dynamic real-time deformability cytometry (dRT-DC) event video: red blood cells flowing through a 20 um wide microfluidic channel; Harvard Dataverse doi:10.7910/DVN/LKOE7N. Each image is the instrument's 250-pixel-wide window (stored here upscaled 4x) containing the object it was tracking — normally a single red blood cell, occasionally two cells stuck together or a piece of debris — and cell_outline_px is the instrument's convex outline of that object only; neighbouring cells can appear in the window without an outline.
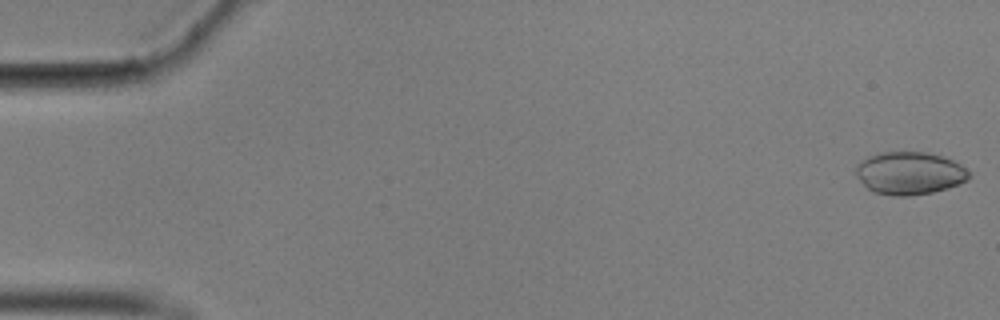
{"species": "common noctule bat (a hibernating species)", "species_latin": "Nyctalus noctula", "temperature_condition": "cold", "stored_images_in_passage": 57, "camera_frame_rate_fps": 3000, "um_per_image_px": 0.085, "animal": {"sex": "male", "body_mass_g": 17.9}, "frame": {"image": 1, "passage_image": 1, "time_ms": 0.0, "image_size_px": [1000, 320], "cell_outline_px": [[972, 176], [968, 180], [948, 188], [932, 192], [908, 196], [892, 196], [876, 192], [868, 188], [856, 176], [856, 164], [868, 156], [884, 152], [924, 152], [940, 156], [952, 160], [960, 164]], "centroid_in_image_um": [77.31, 14.72], "position_along_channel_um": 7.7, "area_um2": 27.98}}
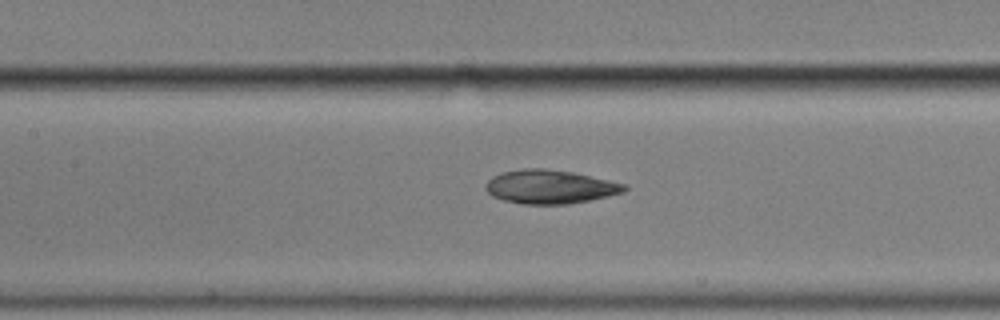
{"frame": {"image": 2, "passage_image": 26, "time_ms": 8.333, "image_size_px": [1000, 320], "cell_outline_px": [[628, 188], [624, 192], [608, 196], [568, 204], [524, 204], [504, 200], [492, 196], [488, 192], [488, 180], [492, 176], [504, 172], [524, 168], [544, 168], [572, 172], [608, 180], [624, 184]], "centroid_in_image_um": [46.76, 15.87], "position_along_channel_um": 160.6, "area_um2": 26.88}}
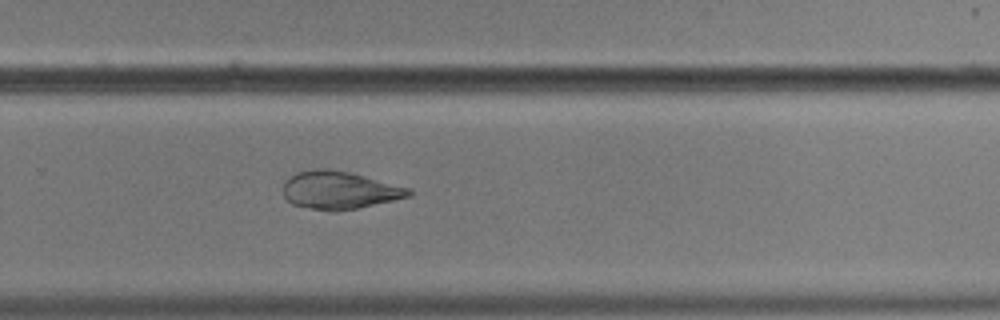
{"frame": {"image": 3, "passage_image": 38, "time_ms": 12.333, "image_size_px": [1000, 320], "cell_outline_px": [[412, 192], [408, 196], [392, 200], [356, 208], [336, 212], [312, 208], [292, 204], [284, 196], [284, 180], [288, 176], [296, 172], [312, 168], [324, 168], [348, 172], [364, 176], [408, 188]], "centroid_in_image_um": [28.76, 16.15], "position_along_channel_um": 301.0, "area_um2": 27.28}, "authors_computed_cell_mechanics": {"area_um2": 28.1486, "velocity_mm_per_s": 3.5243, "shape_relaxation_time_tau1_ms": null, "shape_relaxation_time_tau2_ms": 1.6602, "deformation_change_tau1": null, "deformation_change_tau2": 0.058}}